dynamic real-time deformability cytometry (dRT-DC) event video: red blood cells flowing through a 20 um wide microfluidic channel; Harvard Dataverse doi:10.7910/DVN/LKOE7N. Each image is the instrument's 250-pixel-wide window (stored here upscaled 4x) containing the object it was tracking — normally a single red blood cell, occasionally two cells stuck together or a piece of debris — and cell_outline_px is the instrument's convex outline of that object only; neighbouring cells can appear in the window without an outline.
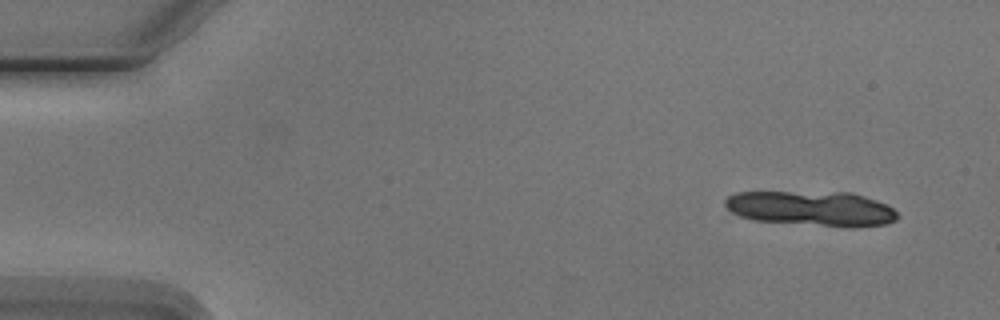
{"species": "Egyptian fruit bat (a non-hibernating species)", "species_latin": "Rousettus aegyptiacus", "temperature_condition": "cold", "stored_images_in_passage": 9, "camera_frame_rate_fps": 3000, "um_per_image_px": 0.085, "animal": {"sex": "male"}, "frame": {"image": 1, "passage_image": 1, "time_ms": 0.0, "image_size_px": [1000, 320], "cell_outline_px": [[900, 216], [896, 220], [888, 224], [856, 228], [844, 228], [756, 220], [740, 216], [732, 212], [724, 204], [724, 200], [728, 196], [736, 192], [852, 192], [876, 200], [892, 208]], "centroid_in_image_um": [69.03, 17.74], "position_along_channel_um": 16.0, "area_um2": 35.49}}
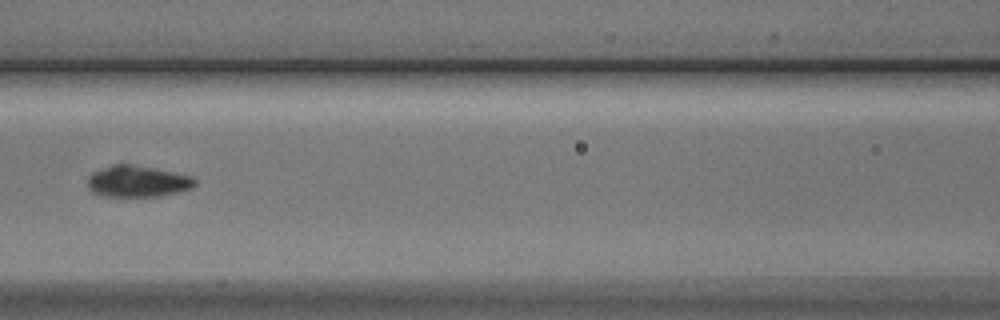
{"frame": {"image": 2, "passage_image": 7, "time_ms": 7.0, "image_size_px": [1000, 320], "cell_outline_px": [[196, 184], [192, 188], [176, 192], [156, 196], [104, 196], [92, 192], [88, 188], [88, 176], [92, 172], [112, 164], [132, 164], [156, 168], [192, 176], [196, 180]], "centroid_in_image_um": [11.67, 15.4], "position_along_channel_um": 154.9, "area_um2": 19.65}}
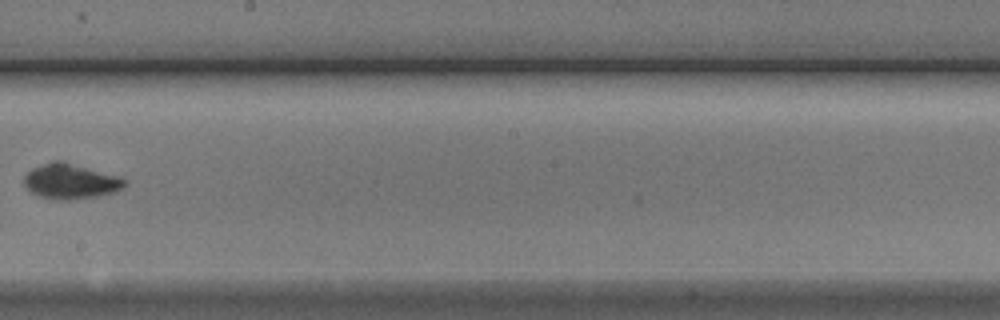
{"frame": {"image": 3, "passage_image": 9, "time_ms": 9.333, "image_size_px": [1000, 320], "cell_outline_px": [[128, 184], [124, 188], [116, 192], [100, 196], [72, 200], [52, 200], [40, 196], [32, 192], [24, 184], [24, 176], [32, 168], [52, 160], [60, 160], [120, 176], [128, 180]], "centroid_in_image_um": [6.06, 15.42], "position_along_channel_um": 242.1, "area_um2": 20.98}}